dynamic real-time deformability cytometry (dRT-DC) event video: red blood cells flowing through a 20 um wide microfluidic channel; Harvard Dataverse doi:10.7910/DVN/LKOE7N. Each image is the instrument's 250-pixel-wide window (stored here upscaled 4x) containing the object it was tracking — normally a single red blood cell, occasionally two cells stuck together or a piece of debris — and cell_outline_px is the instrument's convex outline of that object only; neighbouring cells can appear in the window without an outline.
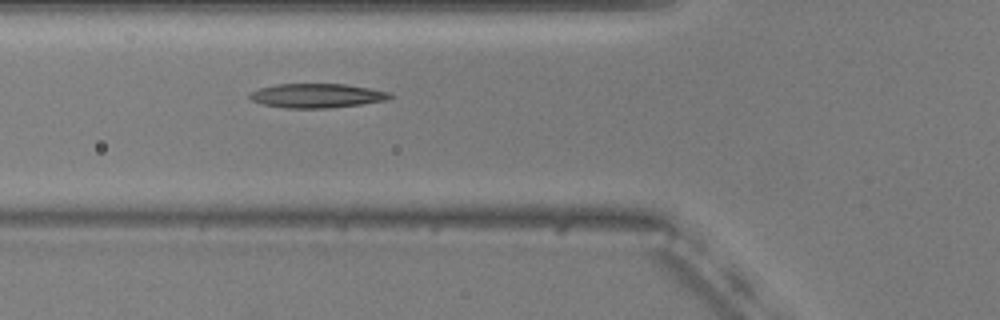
{"species": "common noctule bat (a hibernating species)", "species_latin": "Nyctalus noctula", "temperature_condition": "warm", "stored_images_in_passage": 53, "camera_frame_rate_fps": 3000, "um_per_image_px": 0.085, "animal": {"sex": "male", "body_mass_g": 20.5, "forearm_length_mm": 52.5}, "frame": {"image": 1, "passage_image": 18, "time_ms": 5.667, "image_size_px": [1000, 320], "cell_outline_px": [[396, 96], [388, 100], [360, 104], [328, 108], [284, 108], [264, 104], [252, 100], [248, 96], [252, 92], [260, 88], [276, 84], [344, 84], [392, 92]], "centroid_in_image_um": [26.99, 8.13], "position_along_channel_um": 98.8, "area_um2": 19.77}}
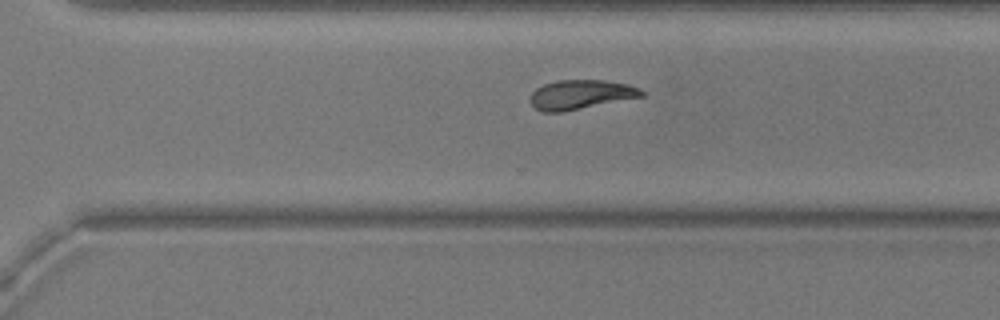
{"frame": {"image": 2, "passage_image": 36, "time_ms": 11.667, "image_size_px": [1000, 320], "cell_outline_px": [[644, 96], [564, 112], [544, 112], [536, 108], [532, 104], [532, 92], [536, 88], [544, 84], [556, 80], [600, 80], [628, 84], [640, 88], [644, 92]], "centroid_in_image_um": [49.38, 8.04], "position_along_channel_um": 321.2, "area_um2": 18.96}}
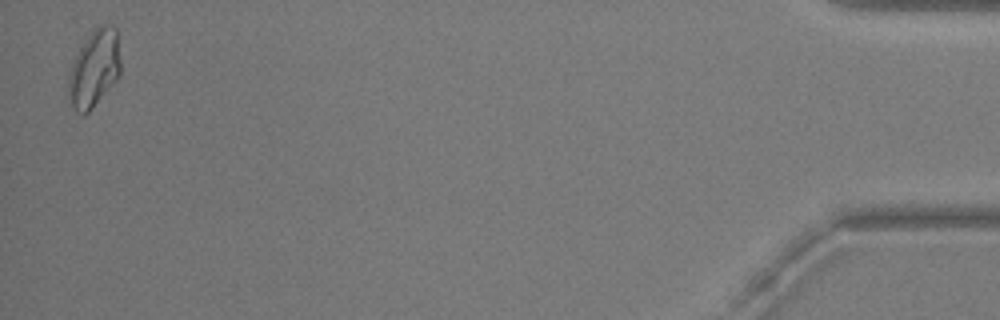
{"frame": {"image": 3, "passage_image": 52, "time_ms": 17.0, "image_size_px": [1000, 320], "cell_outline_px": [[120, 76], [88, 112], [84, 116], [76, 112], [68, 100], [68, 80], [72, 64], [80, 48], [88, 36], [96, 28], [104, 24], [108, 24], [116, 28], [120, 60]], "centroid_in_image_um": [8.01, 5.86], "position_along_channel_um": 427.2, "area_um2": 23.18}, "authors_computed_cell_mechanics": {"area_um2": 19.7098, "velocity_mm_per_s": 3.7097, "shape_relaxation_time_tau1_ms": 11.0671, "shape_relaxation_time_tau2_ms": 6.4454, "deformation_change_tau1": 0.2715, "deformation_change_tau2": 0.1211}}